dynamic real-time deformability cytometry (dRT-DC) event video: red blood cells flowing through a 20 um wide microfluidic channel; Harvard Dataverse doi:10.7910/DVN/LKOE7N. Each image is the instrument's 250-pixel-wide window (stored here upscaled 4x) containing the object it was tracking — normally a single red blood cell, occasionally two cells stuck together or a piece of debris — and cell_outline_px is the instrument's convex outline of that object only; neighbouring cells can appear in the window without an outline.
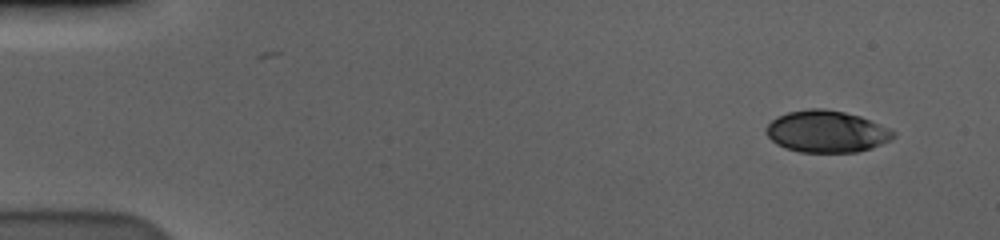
{"species": "human", "species_latin": "Homo sapiens", "temperature_condition": "cold", "stored_images_in_passage": 54, "camera_frame_rate_fps": 3000, "um_per_image_px": 0.085, "donor": {"sex": "male"}, "frame": {"image": 1, "passage_image": 1, "time_ms": 0.0, "image_size_px": [1000, 240], "cell_outline_px": [[896, 136], [892, 140], [872, 148], [856, 152], [800, 152], [784, 148], [776, 144], [764, 132], [764, 128], [776, 116], [788, 112], [808, 108], [824, 108], [844, 112], [860, 116], [888, 128], [896, 132]], "centroid_in_image_um": [70.24, 11.18], "position_along_channel_um": 14.8, "area_um2": 31.27}}
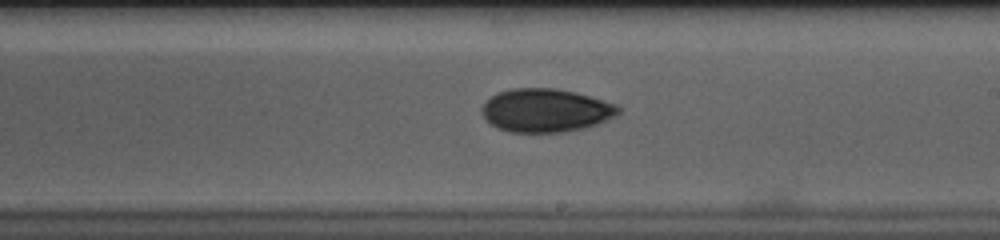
{"frame": {"image": 2, "passage_image": 31, "time_ms": 10.0, "image_size_px": [1000, 240], "cell_outline_px": [[620, 112], [616, 116], [596, 124], [584, 128], [564, 132], [508, 132], [496, 128], [480, 112], [480, 108], [492, 96], [500, 92], [512, 88], [556, 88], [576, 92], [616, 104], [620, 108]], "centroid_in_image_um": [46.39, 9.38], "position_along_channel_um": 242.6, "area_um2": 34.45}}
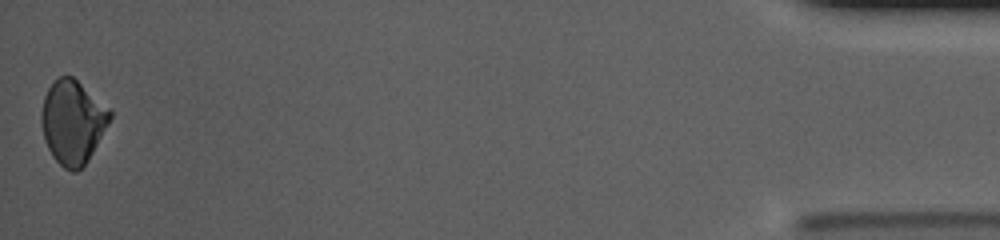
{"frame": {"image": 3, "passage_image": 54, "time_ms": 17.667, "image_size_px": [1000, 240], "cell_outline_px": [[112, 116], [108, 124], [88, 160], [76, 172], [72, 172], [64, 168], [52, 156], [48, 148], [44, 136], [40, 120], [40, 116], [44, 96], [48, 88], [60, 76], [72, 76], [108, 108], [112, 112]], "centroid_in_image_um": [6.16, 10.38], "position_along_channel_um": 429.0, "area_um2": 32.89}, "authors_computed_cell_mechanics": {"area_um2": 33.3795, "velocity_mm_per_s": 3.6024, "shape_relaxation_time_tau1_ms": 3.3185, "shape_relaxation_time_tau2_ms": 10.7143, "deformation_change_tau1": 0.105, "deformation_change_tau2": 0.1006}}